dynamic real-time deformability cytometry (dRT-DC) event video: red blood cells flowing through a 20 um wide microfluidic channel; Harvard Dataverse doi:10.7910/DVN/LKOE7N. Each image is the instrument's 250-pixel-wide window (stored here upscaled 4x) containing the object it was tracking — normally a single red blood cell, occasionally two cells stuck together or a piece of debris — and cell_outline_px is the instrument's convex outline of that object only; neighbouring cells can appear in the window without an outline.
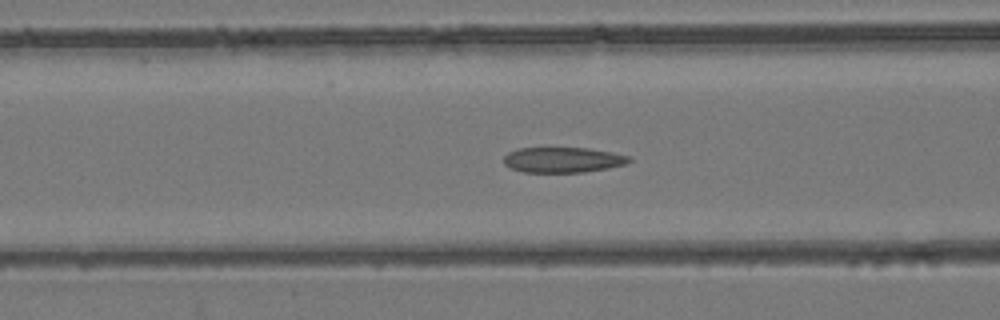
{"species": "common noctule bat (a hibernating species)", "species_latin": "Nyctalus noctula", "temperature_condition": "room temperature", "stored_images_in_passage": 45, "camera_frame_rate_fps": 3000, "um_per_image_px": 0.085, "animal": {"sex": "female", "body_mass_g": 24.6, "forearm_length_mm": 56.2}, "frame": {"image": 1, "passage_image": 13, "time_ms": 4.0, "image_size_px": [1000, 320], "cell_outline_px": [[632, 160], [628, 164], [608, 168], [584, 172], [524, 172], [512, 168], [504, 164], [504, 156], [508, 152], [516, 148], [588, 148], [612, 152], [632, 156]], "centroid_in_image_um": [47.89, 13.58], "position_along_channel_um": 118.7, "area_um2": 18.67}}
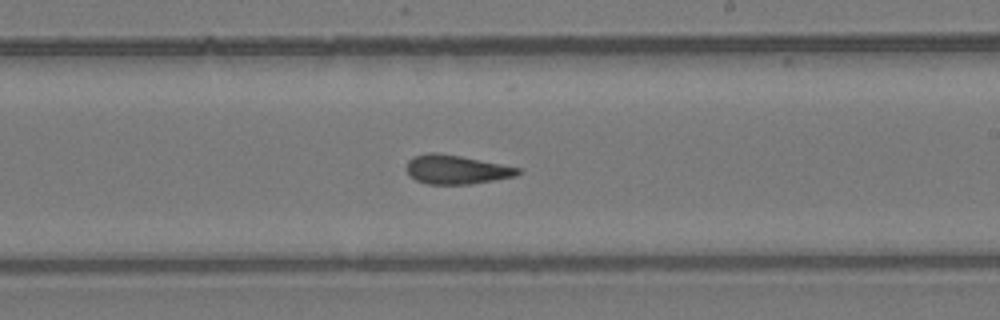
{"frame": {"image": 2, "passage_image": 23, "time_ms": 7.333, "image_size_px": [1000, 320], "cell_outline_px": [[524, 172], [516, 176], [468, 184], [428, 184], [416, 180], [404, 168], [408, 160], [412, 156], [428, 152], [436, 152], [460, 156], [520, 168]], "centroid_in_image_um": [38.76, 14.4], "position_along_channel_um": 250.2, "area_um2": 18.79}}
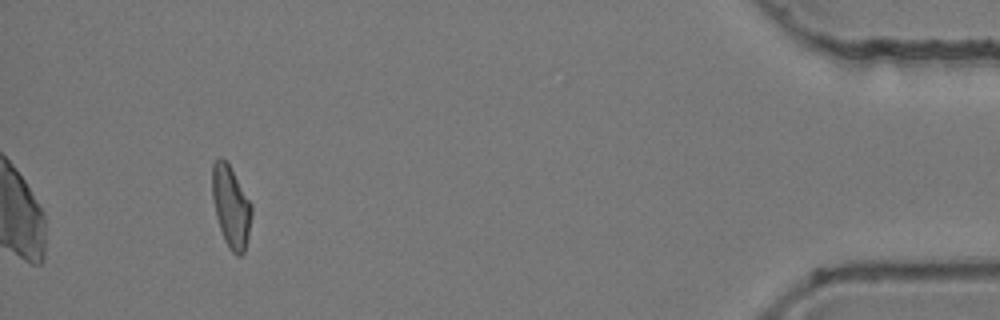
{"frame": {"image": 3, "passage_image": 41, "time_ms": 13.333, "image_size_px": [1000, 320], "cell_outline_px": [[252, 216], [248, 236], [244, 252], [240, 256], [236, 256], [228, 248], [224, 240], [216, 216], [212, 196], [212, 164], [220, 156], [228, 164], [252, 204]], "centroid_in_image_um": [19.63, 17.6], "position_along_channel_um": 415.6, "area_um2": 18.67}, "authors_computed_cell_mechanics": {"area_um2": 19.1318, "velocity_mm_per_s": 3.94, "shape_relaxation_time_tau1_ms": null, "shape_relaxation_time_tau2_ms": 2.8625, "deformation_change_tau1": null, "deformation_change_tau2": 0.1047}}